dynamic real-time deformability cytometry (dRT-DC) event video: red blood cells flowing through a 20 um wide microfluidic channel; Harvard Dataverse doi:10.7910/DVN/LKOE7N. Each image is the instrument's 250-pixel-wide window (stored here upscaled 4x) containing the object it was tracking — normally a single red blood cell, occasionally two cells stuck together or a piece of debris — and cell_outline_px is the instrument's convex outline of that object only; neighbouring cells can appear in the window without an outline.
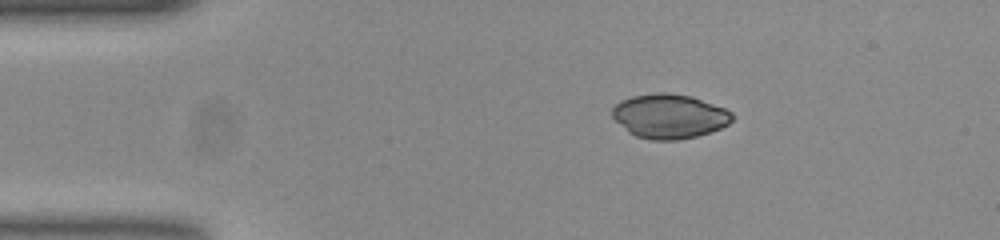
{"species": "common noctule bat (a hibernating species)", "species_latin": "Nyctalus noctula", "temperature_condition": "room temperature", "stored_images_in_passage": 44, "camera_frame_rate_fps": 3000, "um_per_image_px": 0.085, "animal": {"sex": "female", "body_mass_g": 23.0, "forearm_length_mm": 53.4}, "frame": {"image": 1, "passage_image": 1, "time_ms": 0.0, "image_size_px": [1000, 240], "cell_outline_px": [[736, 116], [728, 124], [720, 128], [696, 136], [680, 140], [652, 140], [636, 136], [628, 132], [612, 116], [612, 108], [620, 100], [632, 96], [660, 92], [668, 92], [692, 96], [724, 108], [732, 112]], "centroid_in_image_um": [56.9, 9.87], "position_along_channel_um": 28.1, "area_um2": 31.04}}
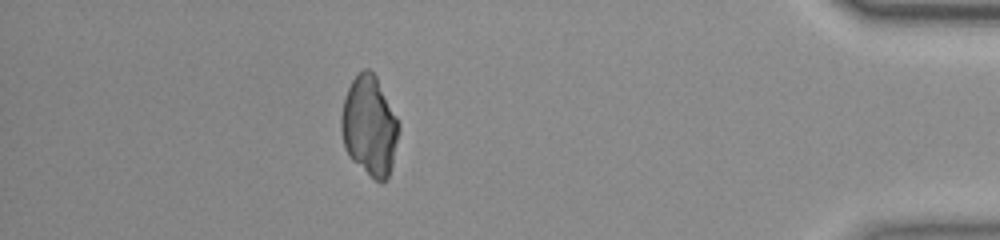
{"frame": {"image": 2, "passage_image": 38, "time_ms": 12.333, "image_size_px": [1000, 240], "cell_outline_px": [[400, 128], [392, 164], [388, 180], [380, 184], [352, 160], [344, 148], [340, 128], [340, 116], [344, 96], [352, 80], [364, 68], [368, 68], [376, 76], [396, 116]], "centroid_in_image_um": [31.39, 10.73], "position_along_channel_um": 403.8, "area_um2": 33.52}}